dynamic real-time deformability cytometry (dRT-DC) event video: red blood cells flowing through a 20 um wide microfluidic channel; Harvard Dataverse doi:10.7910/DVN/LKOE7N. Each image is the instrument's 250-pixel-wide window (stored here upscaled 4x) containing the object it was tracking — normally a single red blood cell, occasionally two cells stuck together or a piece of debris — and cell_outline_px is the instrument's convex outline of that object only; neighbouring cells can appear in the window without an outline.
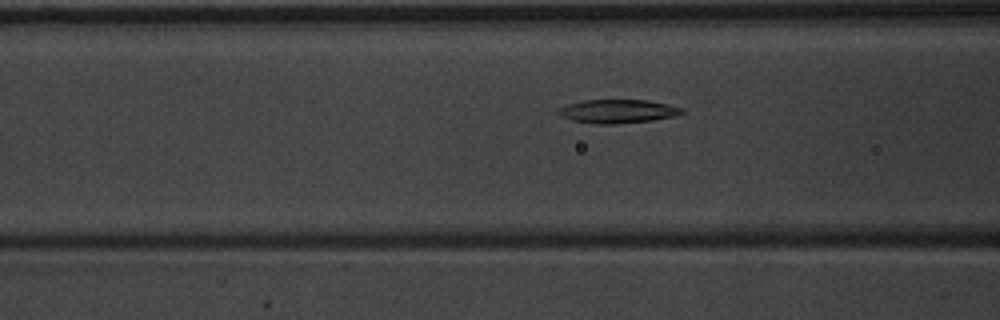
{"species": "common noctule bat (a hibernating species)", "species_latin": "Nyctalus noctula", "temperature_condition": "warm", "stored_images_in_passage": 9, "camera_frame_rate_fps": 3000, "um_per_image_px": 0.085, "animal": {"sex": "male", "body_mass_g": 20.1, "forearm_length_mm": 53.5}, "frame": {"image": 1, "passage_image": 6, "time_ms": 1.667, "image_size_px": [1000, 320], "cell_outline_px": [[684, 112], [672, 116], [652, 120], [612, 124], [596, 124], [572, 120], [560, 116], [556, 112], [560, 108], [568, 104], [584, 100], [648, 100], [668, 104], [684, 108]], "centroid_in_image_um": [52.49, 9.45], "position_along_channel_um": 114.1, "area_um2": 16.88}}